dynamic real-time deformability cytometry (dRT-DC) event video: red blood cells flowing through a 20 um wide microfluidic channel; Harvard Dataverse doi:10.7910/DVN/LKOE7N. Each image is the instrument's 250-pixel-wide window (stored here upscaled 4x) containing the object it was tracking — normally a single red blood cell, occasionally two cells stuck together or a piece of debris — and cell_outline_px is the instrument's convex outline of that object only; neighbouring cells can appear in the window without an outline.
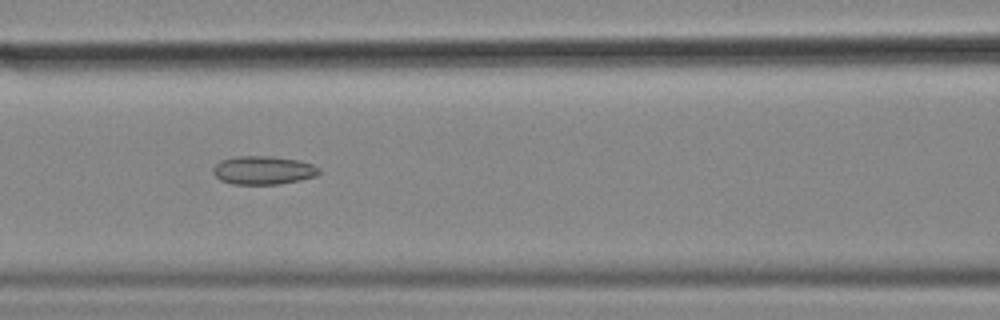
{"species": "common noctule bat (a hibernating species)", "species_latin": "Nyctalus noctula", "temperature_condition": "cold", "stored_images_in_passage": 56, "camera_frame_rate_fps": 3000, "um_per_image_px": 0.085, "animal": {"sex": "female", "body_mass_g": 18.4}, "frame": {"image": 1, "passage_image": 24, "time_ms": 7.667, "image_size_px": [1000, 320], "cell_outline_px": [[320, 172], [316, 176], [300, 180], [280, 184], [232, 184], [220, 180], [212, 172], [212, 168], [220, 160], [236, 156], [272, 156], [296, 160], [312, 164], [320, 168]], "centroid_in_image_um": [22.36, 14.47], "position_along_channel_um": 144.2, "area_um2": 17.63}}
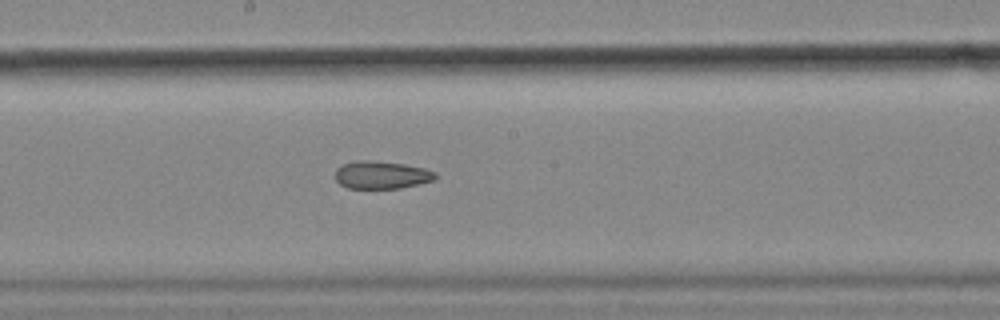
{"frame": {"image": 2, "passage_image": 30, "time_ms": 9.667, "image_size_px": [1000, 320], "cell_outline_px": [[436, 180], [400, 188], [348, 188], [340, 184], [336, 180], [336, 168], [344, 164], [360, 160], [368, 160], [404, 164], [424, 168], [436, 172]], "centroid_in_image_um": [32.45, 14.87], "position_along_channel_um": 215.8, "area_um2": 16.07}}
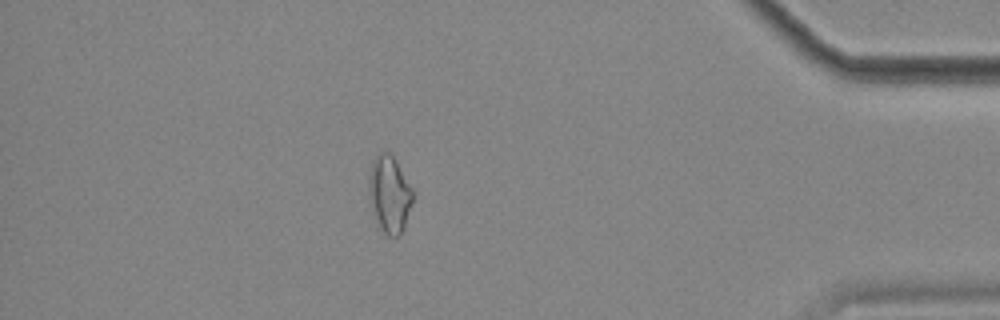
{"frame": {"image": 3, "passage_image": 49, "time_ms": 16.0, "image_size_px": [1000, 320], "cell_outline_px": [[416, 192], [404, 228], [396, 236], [388, 236], [380, 228], [372, 212], [368, 200], [368, 176], [372, 160], [384, 148], [396, 160]], "centroid_in_image_um": [33.1, 16.46], "position_along_channel_um": 402.1, "area_um2": 20.35}, "authors_computed_cell_mechanics": {"area_um2": 18.785, "velocity_mm_per_s": 3.5946, "shape_relaxation_time_tau1_ms": null, "shape_relaxation_time_tau2_ms": 8.8648, "deformation_change_tau1": null, "deformation_change_tau2": 0.1642}}